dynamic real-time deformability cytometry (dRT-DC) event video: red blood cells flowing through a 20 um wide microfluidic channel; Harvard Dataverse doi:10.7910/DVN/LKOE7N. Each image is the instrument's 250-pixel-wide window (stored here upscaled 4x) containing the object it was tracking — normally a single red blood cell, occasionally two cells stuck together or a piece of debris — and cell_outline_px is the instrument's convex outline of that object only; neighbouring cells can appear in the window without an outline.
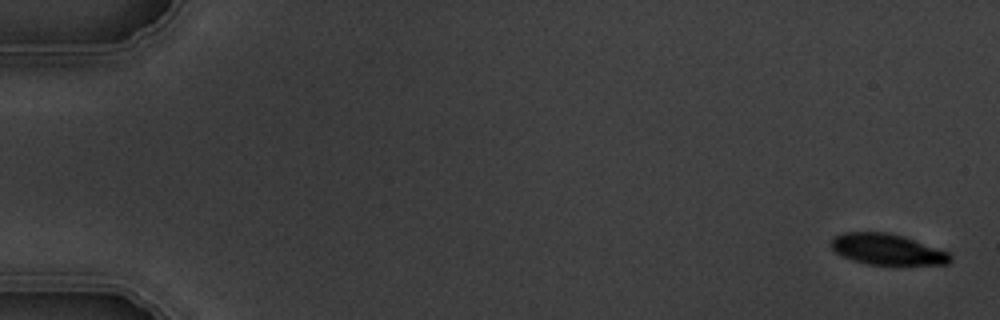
{"species": "common noctule bat (a hibernating species)", "species_latin": "Nyctalus noctula", "temperature_condition": "warm", "stored_images_in_passage": 9, "camera_frame_rate_fps": 3000, "um_per_image_px": 0.085, "animal": {"sex": "male", "body_mass_g": 19.5, "forearm_length_mm": 54.6}, "frame": {"image": 1, "passage_image": 1, "time_ms": 0.0, "image_size_px": [1000, 320], "cell_outline_px": [[952, 260], [948, 264], [868, 264], [852, 260], [840, 256], [832, 248], [832, 236], [840, 232], [888, 232], [904, 236], [948, 252], [952, 256]], "centroid_in_image_um": [75.38, 21.18], "position_along_channel_um": 9.6, "area_um2": 21.44}}
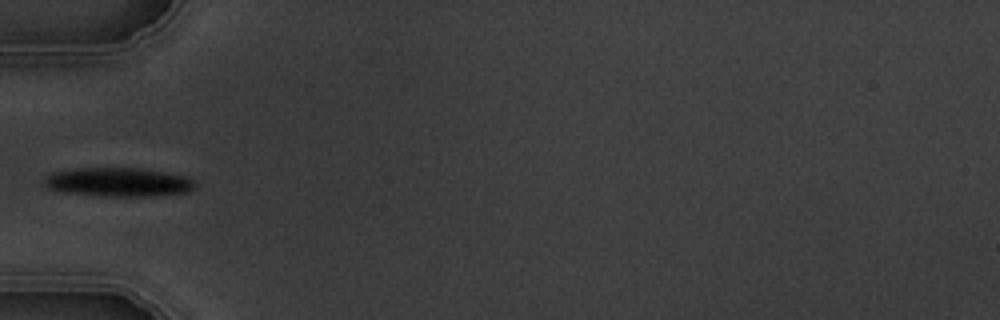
{"frame": {"image": 2, "passage_image": 6, "time_ms": 6.0, "image_size_px": [1000, 320], "cell_outline_px": [[196, 188], [188, 192], [148, 196], [100, 196], [64, 192], [48, 188], [44, 184], [44, 180], [52, 172], [76, 168], [140, 168], [188, 176], [196, 180]], "centroid_in_image_um": [10.11, 15.48], "position_along_channel_um": 74.9, "area_um2": 25.55}}